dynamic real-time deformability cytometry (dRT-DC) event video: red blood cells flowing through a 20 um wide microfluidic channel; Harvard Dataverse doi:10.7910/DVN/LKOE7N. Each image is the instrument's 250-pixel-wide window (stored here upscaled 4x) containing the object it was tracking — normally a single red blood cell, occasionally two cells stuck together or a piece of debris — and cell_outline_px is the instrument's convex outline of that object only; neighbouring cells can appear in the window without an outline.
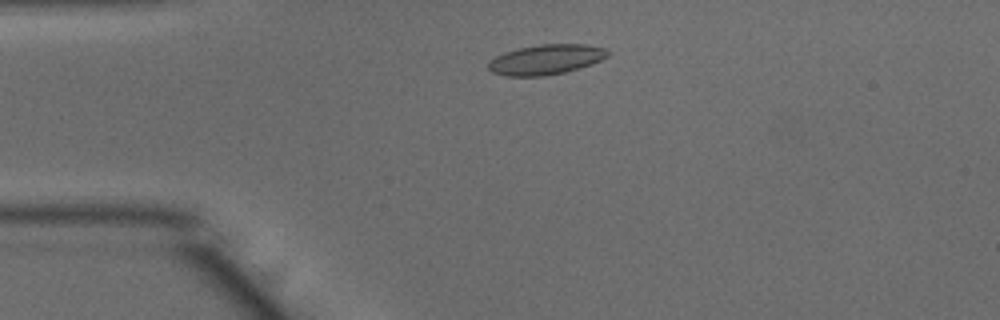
{"species": "common noctule bat (a hibernating species)", "species_latin": "Nyctalus noctula", "temperature_condition": "warm", "stored_images_in_passage": 29, "camera_frame_rate_fps": 3000, "um_per_image_px": 0.085, "animal": {"sex": "male", "body_mass_g": 15.6}, "frame": {"image": 1, "passage_image": 7, "time_ms": 2.0, "image_size_px": [1000, 320], "cell_outline_px": [[612, 52], [608, 56], [592, 64], [580, 68], [564, 72], [544, 76], [504, 76], [492, 72], [488, 68], [488, 64], [496, 56], [504, 52], [520, 48], [540, 44], [584, 44], [604, 48]], "centroid_in_image_um": [46.43, 5.06], "position_along_channel_um": 38.6, "area_um2": 20.87}}
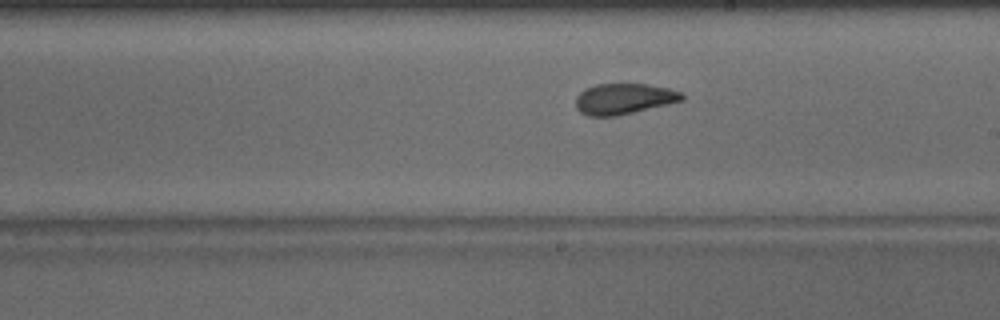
{"frame": {"image": 2, "passage_image": 24, "time_ms": 7.667, "image_size_px": [1000, 320], "cell_outline_px": [[684, 100], [668, 104], [616, 116], [588, 116], [580, 112], [576, 108], [576, 96], [584, 88], [596, 84], [648, 84], [668, 88], [684, 92]], "centroid_in_image_um": [53.03, 8.39], "position_along_channel_um": 236.0, "area_um2": 19.19}}
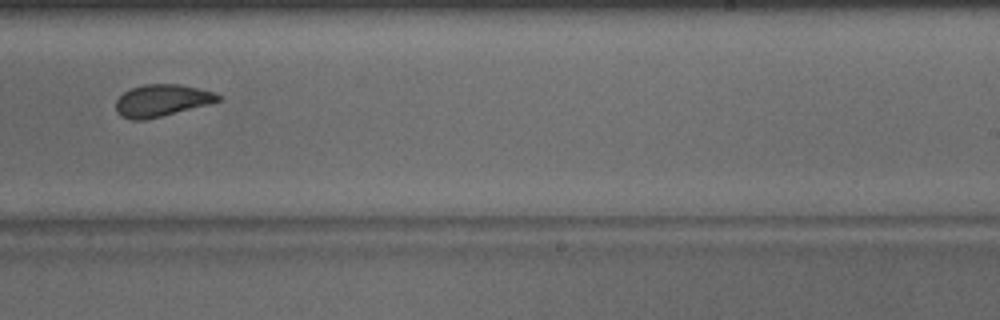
{"frame": {"image": 3, "passage_image": 27, "time_ms": 8.667, "image_size_px": [1000, 320], "cell_outline_px": [[220, 100], [208, 104], [144, 120], [132, 120], [120, 116], [116, 112], [116, 100], [124, 92], [132, 88], [144, 84], [180, 84], [212, 92], [220, 96]], "centroid_in_image_um": [13.69, 8.54], "position_along_channel_um": 275.3, "area_um2": 18.73}}